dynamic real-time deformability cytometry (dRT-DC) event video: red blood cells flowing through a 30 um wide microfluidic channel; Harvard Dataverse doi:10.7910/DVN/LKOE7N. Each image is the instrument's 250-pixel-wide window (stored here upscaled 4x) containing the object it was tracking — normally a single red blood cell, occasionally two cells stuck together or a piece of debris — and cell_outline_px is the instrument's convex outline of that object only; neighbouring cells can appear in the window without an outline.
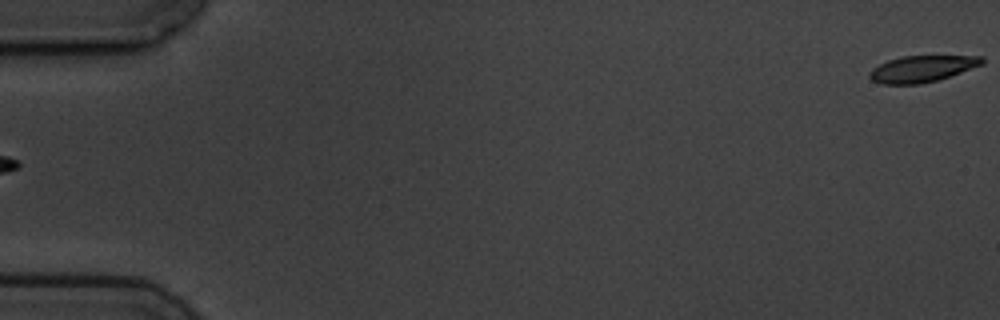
{"species": "common noctule bat (a hibernating species)", "species_latin": "Nyctalus noctula", "temperature_condition": "cold", "stored_images_in_passage": 6, "segment_of_instrument_passage": [2, 2], "camera_frame_rate_fps": 3000, "um_per_image_px": 0.085, "animal": {"sex": "male", "body_mass_g": 19.5, "forearm_length_mm": 54.6}, "frame": {"image": 1, "passage_image": 6, "time_ms": 5.667, "image_size_px": [1000, 320], "cell_outline_px": [[984, 64], [936, 80], [920, 84], [880, 84], [872, 80], [868, 76], [868, 72], [872, 68], [888, 60], [900, 56], [984, 56]], "centroid_in_image_um": [78.33, 5.84], "position_along_channel_um": 6.7, "area_um2": 17.28}}